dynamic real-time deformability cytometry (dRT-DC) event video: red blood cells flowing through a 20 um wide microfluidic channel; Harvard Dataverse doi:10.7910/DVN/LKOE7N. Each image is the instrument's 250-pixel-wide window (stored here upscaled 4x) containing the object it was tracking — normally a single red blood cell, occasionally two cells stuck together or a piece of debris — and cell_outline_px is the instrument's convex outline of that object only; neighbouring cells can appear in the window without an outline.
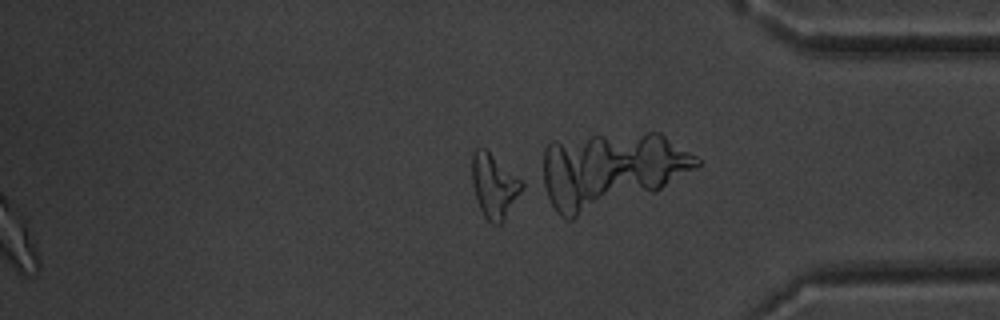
{"species": "common noctule bat (a hibernating species)", "species_latin": "Nyctalus noctula", "temperature_condition": "warm", "stored_images_in_passage": 40, "segment_of_instrument_passage": [2, 2], "camera_frame_rate_fps": 3000, "um_per_image_px": 0.085, "animal": {"sex": "male", "body_mass_g": 20.1, "forearm_length_mm": 53.5}, "frame": {"image": 1, "passage_image": 40, "time_ms": 13.0, "image_size_px": [1000, 320], "cell_outline_px": [[528, 184], [504, 220], [500, 224], [492, 224], [484, 216], [476, 200], [472, 184], [472, 152], [476, 148], [484, 148]], "centroid_in_image_um": [42.04, 15.81], "position_along_channel_um": 393.2, "area_um2": 19.02}}